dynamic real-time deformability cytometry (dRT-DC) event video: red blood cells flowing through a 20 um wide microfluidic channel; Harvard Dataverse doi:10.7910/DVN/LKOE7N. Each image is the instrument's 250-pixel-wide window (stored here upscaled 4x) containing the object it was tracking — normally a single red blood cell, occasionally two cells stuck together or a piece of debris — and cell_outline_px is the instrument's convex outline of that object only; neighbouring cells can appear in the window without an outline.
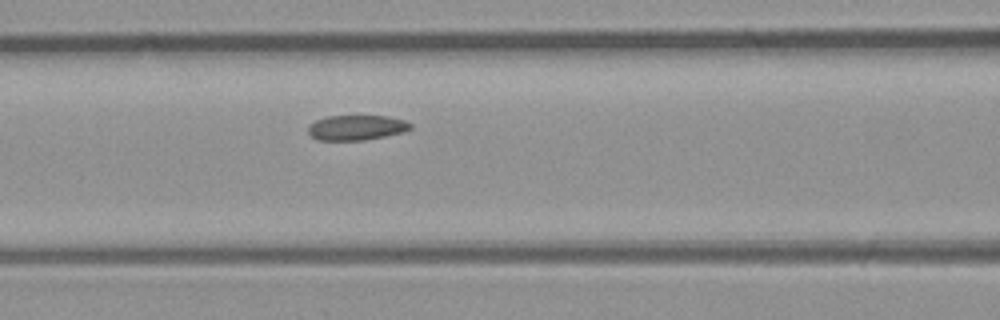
{"species": "common noctule bat (a hibernating species)", "species_latin": "Nyctalus noctula", "temperature_condition": "room temperature", "stored_images_in_passage": 5, "camera_frame_rate_fps": 3000, "um_per_image_px": 0.085, "animal": {"sex": "male", "body_mass_g": 23.1, "forearm_length_mm": 52.7}, "frame": {"image": 1, "passage_image": 5, "time_ms": 5.667, "image_size_px": [1000, 320], "cell_outline_px": [[412, 128], [404, 132], [384, 136], [360, 140], [316, 140], [308, 132], [308, 124], [316, 120], [328, 116], [388, 116], [404, 120], [412, 124]], "centroid_in_image_um": [30.29, 10.84], "position_along_channel_um": 136.3, "area_um2": 14.91}}